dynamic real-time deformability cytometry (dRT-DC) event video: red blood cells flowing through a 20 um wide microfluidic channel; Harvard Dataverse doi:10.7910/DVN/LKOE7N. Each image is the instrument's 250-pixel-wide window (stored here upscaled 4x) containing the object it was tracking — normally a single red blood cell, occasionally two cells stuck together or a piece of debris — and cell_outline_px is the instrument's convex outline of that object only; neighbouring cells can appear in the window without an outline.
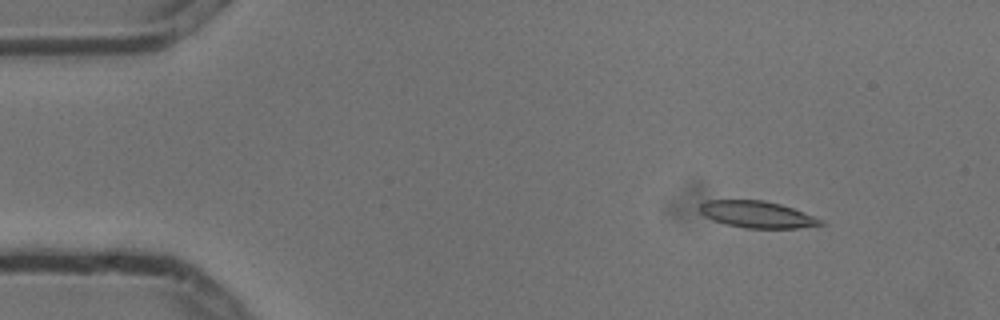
{"species": "common noctule bat (a hibernating species)", "species_latin": "Nyctalus noctula", "temperature_condition": "cold", "stored_images_in_passage": 4, "camera_frame_rate_fps": 3000, "um_per_image_px": 0.085, "animal": {"sex": "male", "body_mass_g": 13.3}, "frame": {"image": 1, "passage_image": 2, "time_ms": 0.333, "image_size_px": [1000, 320], "cell_outline_px": [[828, 224], [796, 228], [744, 228], [724, 224], [712, 220], [704, 216], [700, 212], [700, 204], [708, 200], [764, 200], [780, 204], [792, 208], [824, 220]], "centroid_in_image_um": [64.36, 18.24], "position_along_channel_um": 20.6, "area_um2": 18.9}}